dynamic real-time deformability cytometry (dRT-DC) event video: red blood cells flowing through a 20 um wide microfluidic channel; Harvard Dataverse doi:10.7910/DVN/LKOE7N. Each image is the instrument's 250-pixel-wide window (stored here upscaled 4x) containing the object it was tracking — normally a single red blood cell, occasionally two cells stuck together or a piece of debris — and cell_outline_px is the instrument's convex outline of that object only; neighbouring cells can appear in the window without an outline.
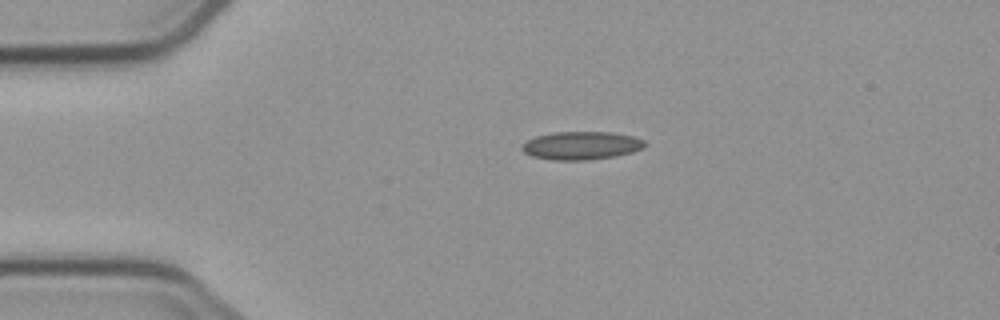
{"species": "common noctule bat (a hibernating species)", "species_latin": "Nyctalus noctula", "temperature_condition": "cold", "stored_images_in_passage": 4, "camera_frame_rate_fps": 3000, "um_per_image_px": 0.085, "animal": {"sex": "male", "body_mass_g": 23.1, "forearm_length_mm": 52.7}, "frame": {"image": 1, "passage_image": 3, "time_ms": 2.333, "image_size_px": [1000, 320], "cell_outline_px": [[648, 144], [644, 148], [632, 152], [616, 156], [588, 160], [552, 160], [532, 156], [524, 152], [520, 148], [520, 144], [524, 140], [536, 136], [552, 132], [612, 132], [632, 136], [644, 140]], "centroid_in_image_um": [49.39, 12.37], "position_along_channel_um": 35.6, "area_um2": 20.46}}